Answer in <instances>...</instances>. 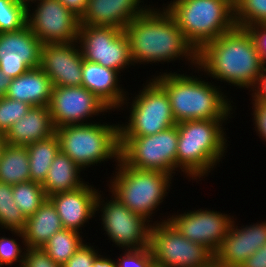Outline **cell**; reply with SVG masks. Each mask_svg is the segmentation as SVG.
<instances>
[{"label": "cell", "mask_w": 266, "mask_h": 267, "mask_svg": "<svg viewBox=\"0 0 266 267\" xmlns=\"http://www.w3.org/2000/svg\"><path fill=\"white\" fill-rule=\"evenodd\" d=\"M197 70L217 81L253 92L264 65L249 29L235 26L198 51Z\"/></svg>", "instance_id": "cell-1"}, {"label": "cell", "mask_w": 266, "mask_h": 267, "mask_svg": "<svg viewBox=\"0 0 266 267\" xmlns=\"http://www.w3.org/2000/svg\"><path fill=\"white\" fill-rule=\"evenodd\" d=\"M162 6V9H158L151 5L124 30L134 67L138 63L164 64L185 59L190 63L191 69L196 70L198 51L186 39L172 15Z\"/></svg>", "instance_id": "cell-2"}, {"label": "cell", "mask_w": 266, "mask_h": 267, "mask_svg": "<svg viewBox=\"0 0 266 267\" xmlns=\"http://www.w3.org/2000/svg\"><path fill=\"white\" fill-rule=\"evenodd\" d=\"M176 72H159L152 77L166 90L176 123L187 120L232 118L234 105L220 86L197 77ZM161 74V75H160ZM223 91V92H222ZM228 97V98H227ZM233 111V112H232ZM232 112V113H231Z\"/></svg>", "instance_id": "cell-3"}, {"label": "cell", "mask_w": 266, "mask_h": 267, "mask_svg": "<svg viewBox=\"0 0 266 267\" xmlns=\"http://www.w3.org/2000/svg\"><path fill=\"white\" fill-rule=\"evenodd\" d=\"M228 119L187 120L177 123L176 171L201 181L219 166L228 151L224 123ZM227 142V143H226ZM225 153V154H224ZM214 168V169H213ZM202 178V179H200Z\"/></svg>", "instance_id": "cell-4"}, {"label": "cell", "mask_w": 266, "mask_h": 267, "mask_svg": "<svg viewBox=\"0 0 266 267\" xmlns=\"http://www.w3.org/2000/svg\"><path fill=\"white\" fill-rule=\"evenodd\" d=\"M167 3L164 7L197 51L236 26L234 0H171Z\"/></svg>", "instance_id": "cell-5"}, {"label": "cell", "mask_w": 266, "mask_h": 267, "mask_svg": "<svg viewBox=\"0 0 266 267\" xmlns=\"http://www.w3.org/2000/svg\"><path fill=\"white\" fill-rule=\"evenodd\" d=\"M115 165V174L109 177L110 184L107 185L111 192L109 195L112 194L129 210L153 224L152 214L165 200L174 177L160 171L130 167L121 159Z\"/></svg>", "instance_id": "cell-6"}, {"label": "cell", "mask_w": 266, "mask_h": 267, "mask_svg": "<svg viewBox=\"0 0 266 267\" xmlns=\"http://www.w3.org/2000/svg\"><path fill=\"white\" fill-rule=\"evenodd\" d=\"M101 123L99 121L56 128L60 151L83 171L109 159H114L112 162L116 163L120 159L119 122Z\"/></svg>", "instance_id": "cell-7"}, {"label": "cell", "mask_w": 266, "mask_h": 267, "mask_svg": "<svg viewBox=\"0 0 266 267\" xmlns=\"http://www.w3.org/2000/svg\"><path fill=\"white\" fill-rule=\"evenodd\" d=\"M142 87L134 97L131 96L133 99L127 97L122 103L121 110L126 105L130 114L128 122L119 124V136H149L177 124L166 90L153 77Z\"/></svg>", "instance_id": "cell-8"}, {"label": "cell", "mask_w": 266, "mask_h": 267, "mask_svg": "<svg viewBox=\"0 0 266 267\" xmlns=\"http://www.w3.org/2000/svg\"><path fill=\"white\" fill-rule=\"evenodd\" d=\"M154 221L149 248L156 267H214L215 255L185 238L169 221Z\"/></svg>", "instance_id": "cell-9"}, {"label": "cell", "mask_w": 266, "mask_h": 267, "mask_svg": "<svg viewBox=\"0 0 266 267\" xmlns=\"http://www.w3.org/2000/svg\"><path fill=\"white\" fill-rule=\"evenodd\" d=\"M178 127L149 136H119L120 159L128 166L175 176Z\"/></svg>", "instance_id": "cell-10"}, {"label": "cell", "mask_w": 266, "mask_h": 267, "mask_svg": "<svg viewBox=\"0 0 266 267\" xmlns=\"http://www.w3.org/2000/svg\"><path fill=\"white\" fill-rule=\"evenodd\" d=\"M99 191L96 200V214L101 212L99 218L102 229L106 231L108 239L120 249H143L149 247L150 229L152 224L145 218L129 210L113 195L110 199L102 198ZM108 199V200H107Z\"/></svg>", "instance_id": "cell-11"}, {"label": "cell", "mask_w": 266, "mask_h": 267, "mask_svg": "<svg viewBox=\"0 0 266 267\" xmlns=\"http://www.w3.org/2000/svg\"><path fill=\"white\" fill-rule=\"evenodd\" d=\"M84 60L114 69L120 74L134 66L128 37L115 27L80 25L77 38Z\"/></svg>", "instance_id": "cell-12"}, {"label": "cell", "mask_w": 266, "mask_h": 267, "mask_svg": "<svg viewBox=\"0 0 266 267\" xmlns=\"http://www.w3.org/2000/svg\"><path fill=\"white\" fill-rule=\"evenodd\" d=\"M36 4L33 11L27 10V25L43 44L77 41L80 26L77 15L59 0H40Z\"/></svg>", "instance_id": "cell-13"}, {"label": "cell", "mask_w": 266, "mask_h": 267, "mask_svg": "<svg viewBox=\"0 0 266 267\" xmlns=\"http://www.w3.org/2000/svg\"><path fill=\"white\" fill-rule=\"evenodd\" d=\"M48 108L55 128L92 123L94 120L89 118L95 119L99 114L110 112L101 100L82 85L53 87Z\"/></svg>", "instance_id": "cell-14"}, {"label": "cell", "mask_w": 266, "mask_h": 267, "mask_svg": "<svg viewBox=\"0 0 266 267\" xmlns=\"http://www.w3.org/2000/svg\"><path fill=\"white\" fill-rule=\"evenodd\" d=\"M167 218L185 238L203 245L215 255L228 233L234 216L200 208L181 214L177 211V214H169Z\"/></svg>", "instance_id": "cell-15"}, {"label": "cell", "mask_w": 266, "mask_h": 267, "mask_svg": "<svg viewBox=\"0 0 266 267\" xmlns=\"http://www.w3.org/2000/svg\"><path fill=\"white\" fill-rule=\"evenodd\" d=\"M43 43L28 25L0 33V70L11 79L40 67Z\"/></svg>", "instance_id": "cell-16"}, {"label": "cell", "mask_w": 266, "mask_h": 267, "mask_svg": "<svg viewBox=\"0 0 266 267\" xmlns=\"http://www.w3.org/2000/svg\"><path fill=\"white\" fill-rule=\"evenodd\" d=\"M83 57L78 42L43 44L40 68L54 87L81 86Z\"/></svg>", "instance_id": "cell-17"}, {"label": "cell", "mask_w": 266, "mask_h": 267, "mask_svg": "<svg viewBox=\"0 0 266 267\" xmlns=\"http://www.w3.org/2000/svg\"><path fill=\"white\" fill-rule=\"evenodd\" d=\"M233 219L227 235L215 254V267H240L266 244V221L236 225Z\"/></svg>", "instance_id": "cell-18"}, {"label": "cell", "mask_w": 266, "mask_h": 267, "mask_svg": "<svg viewBox=\"0 0 266 267\" xmlns=\"http://www.w3.org/2000/svg\"><path fill=\"white\" fill-rule=\"evenodd\" d=\"M99 190L86 182L83 186L48 196L55 206L63 228L82 232V227L96 216V200Z\"/></svg>", "instance_id": "cell-19"}, {"label": "cell", "mask_w": 266, "mask_h": 267, "mask_svg": "<svg viewBox=\"0 0 266 267\" xmlns=\"http://www.w3.org/2000/svg\"><path fill=\"white\" fill-rule=\"evenodd\" d=\"M150 6L151 4H144V0H88L79 23L80 25L115 27L125 30L134 18Z\"/></svg>", "instance_id": "cell-20"}, {"label": "cell", "mask_w": 266, "mask_h": 267, "mask_svg": "<svg viewBox=\"0 0 266 267\" xmlns=\"http://www.w3.org/2000/svg\"><path fill=\"white\" fill-rule=\"evenodd\" d=\"M114 69L83 59L81 85L101 100L110 111L120 110L122 103L129 97L120 85L122 75Z\"/></svg>", "instance_id": "cell-21"}, {"label": "cell", "mask_w": 266, "mask_h": 267, "mask_svg": "<svg viewBox=\"0 0 266 267\" xmlns=\"http://www.w3.org/2000/svg\"><path fill=\"white\" fill-rule=\"evenodd\" d=\"M48 106H33L5 134L7 144L27 146L55 134Z\"/></svg>", "instance_id": "cell-22"}, {"label": "cell", "mask_w": 266, "mask_h": 267, "mask_svg": "<svg viewBox=\"0 0 266 267\" xmlns=\"http://www.w3.org/2000/svg\"><path fill=\"white\" fill-rule=\"evenodd\" d=\"M63 226L55 206L47 198L40 208L26 219L25 227L21 230H9L22 240V246L42 248L44 244Z\"/></svg>", "instance_id": "cell-23"}, {"label": "cell", "mask_w": 266, "mask_h": 267, "mask_svg": "<svg viewBox=\"0 0 266 267\" xmlns=\"http://www.w3.org/2000/svg\"><path fill=\"white\" fill-rule=\"evenodd\" d=\"M53 87L51 79L38 67L13 78L5 96L30 104L32 107L48 106Z\"/></svg>", "instance_id": "cell-24"}, {"label": "cell", "mask_w": 266, "mask_h": 267, "mask_svg": "<svg viewBox=\"0 0 266 267\" xmlns=\"http://www.w3.org/2000/svg\"><path fill=\"white\" fill-rule=\"evenodd\" d=\"M83 170L66 154L59 151L51 163L42 187L46 196L75 190L86 182L81 177Z\"/></svg>", "instance_id": "cell-25"}, {"label": "cell", "mask_w": 266, "mask_h": 267, "mask_svg": "<svg viewBox=\"0 0 266 267\" xmlns=\"http://www.w3.org/2000/svg\"><path fill=\"white\" fill-rule=\"evenodd\" d=\"M30 180L27 147L7 144L0 157V182L14 185Z\"/></svg>", "instance_id": "cell-26"}, {"label": "cell", "mask_w": 266, "mask_h": 267, "mask_svg": "<svg viewBox=\"0 0 266 267\" xmlns=\"http://www.w3.org/2000/svg\"><path fill=\"white\" fill-rule=\"evenodd\" d=\"M26 147L29 153L31 181L43 184L52 161L60 151L58 137L55 133Z\"/></svg>", "instance_id": "cell-27"}, {"label": "cell", "mask_w": 266, "mask_h": 267, "mask_svg": "<svg viewBox=\"0 0 266 267\" xmlns=\"http://www.w3.org/2000/svg\"><path fill=\"white\" fill-rule=\"evenodd\" d=\"M80 233L73 229L63 228L56 232L42 249L55 263L63 266L86 241Z\"/></svg>", "instance_id": "cell-28"}, {"label": "cell", "mask_w": 266, "mask_h": 267, "mask_svg": "<svg viewBox=\"0 0 266 267\" xmlns=\"http://www.w3.org/2000/svg\"><path fill=\"white\" fill-rule=\"evenodd\" d=\"M15 204L27 219L32 216L48 198L42 184L26 181L12 185Z\"/></svg>", "instance_id": "cell-29"}, {"label": "cell", "mask_w": 266, "mask_h": 267, "mask_svg": "<svg viewBox=\"0 0 266 267\" xmlns=\"http://www.w3.org/2000/svg\"><path fill=\"white\" fill-rule=\"evenodd\" d=\"M26 218L15 204L12 185L0 182V231L23 230Z\"/></svg>", "instance_id": "cell-30"}, {"label": "cell", "mask_w": 266, "mask_h": 267, "mask_svg": "<svg viewBox=\"0 0 266 267\" xmlns=\"http://www.w3.org/2000/svg\"><path fill=\"white\" fill-rule=\"evenodd\" d=\"M234 20L243 28L266 24V0H234Z\"/></svg>", "instance_id": "cell-31"}, {"label": "cell", "mask_w": 266, "mask_h": 267, "mask_svg": "<svg viewBox=\"0 0 266 267\" xmlns=\"http://www.w3.org/2000/svg\"><path fill=\"white\" fill-rule=\"evenodd\" d=\"M27 25V10L17 0H0V33L18 31Z\"/></svg>", "instance_id": "cell-32"}, {"label": "cell", "mask_w": 266, "mask_h": 267, "mask_svg": "<svg viewBox=\"0 0 266 267\" xmlns=\"http://www.w3.org/2000/svg\"><path fill=\"white\" fill-rule=\"evenodd\" d=\"M32 106L8 97L0 98V133L6 134L11 126L19 121Z\"/></svg>", "instance_id": "cell-33"}, {"label": "cell", "mask_w": 266, "mask_h": 267, "mask_svg": "<svg viewBox=\"0 0 266 267\" xmlns=\"http://www.w3.org/2000/svg\"><path fill=\"white\" fill-rule=\"evenodd\" d=\"M19 238L6 237L5 234L0 236V267L15 266L19 263L18 267H22L24 263L26 246L18 243ZM24 250V251H23Z\"/></svg>", "instance_id": "cell-34"}, {"label": "cell", "mask_w": 266, "mask_h": 267, "mask_svg": "<svg viewBox=\"0 0 266 267\" xmlns=\"http://www.w3.org/2000/svg\"><path fill=\"white\" fill-rule=\"evenodd\" d=\"M116 261L117 267H153L154 260L149 247L143 249H125L119 254Z\"/></svg>", "instance_id": "cell-35"}, {"label": "cell", "mask_w": 266, "mask_h": 267, "mask_svg": "<svg viewBox=\"0 0 266 267\" xmlns=\"http://www.w3.org/2000/svg\"><path fill=\"white\" fill-rule=\"evenodd\" d=\"M84 242L62 267H92L95 257L101 252Z\"/></svg>", "instance_id": "cell-36"}, {"label": "cell", "mask_w": 266, "mask_h": 267, "mask_svg": "<svg viewBox=\"0 0 266 267\" xmlns=\"http://www.w3.org/2000/svg\"><path fill=\"white\" fill-rule=\"evenodd\" d=\"M22 267H62L55 263L42 248H29L25 250Z\"/></svg>", "instance_id": "cell-37"}, {"label": "cell", "mask_w": 266, "mask_h": 267, "mask_svg": "<svg viewBox=\"0 0 266 267\" xmlns=\"http://www.w3.org/2000/svg\"><path fill=\"white\" fill-rule=\"evenodd\" d=\"M252 120L255 131L260 139L266 142V102L252 101Z\"/></svg>", "instance_id": "cell-38"}, {"label": "cell", "mask_w": 266, "mask_h": 267, "mask_svg": "<svg viewBox=\"0 0 266 267\" xmlns=\"http://www.w3.org/2000/svg\"><path fill=\"white\" fill-rule=\"evenodd\" d=\"M254 37L257 50L260 53L262 63L266 67V24H256L248 27Z\"/></svg>", "instance_id": "cell-39"}, {"label": "cell", "mask_w": 266, "mask_h": 267, "mask_svg": "<svg viewBox=\"0 0 266 267\" xmlns=\"http://www.w3.org/2000/svg\"><path fill=\"white\" fill-rule=\"evenodd\" d=\"M240 267H266V244L259 248Z\"/></svg>", "instance_id": "cell-40"}, {"label": "cell", "mask_w": 266, "mask_h": 267, "mask_svg": "<svg viewBox=\"0 0 266 267\" xmlns=\"http://www.w3.org/2000/svg\"><path fill=\"white\" fill-rule=\"evenodd\" d=\"M67 9L71 10L79 18L85 12L88 0H59Z\"/></svg>", "instance_id": "cell-41"}, {"label": "cell", "mask_w": 266, "mask_h": 267, "mask_svg": "<svg viewBox=\"0 0 266 267\" xmlns=\"http://www.w3.org/2000/svg\"><path fill=\"white\" fill-rule=\"evenodd\" d=\"M252 101L266 102V67H264L263 74L261 75L260 82L257 88L250 94Z\"/></svg>", "instance_id": "cell-42"}, {"label": "cell", "mask_w": 266, "mask_h": 267, "mask_svg": "<svg viewBox=\"0 0 266 267\" xmlns=\"http://www.w3.org/2000/svg\"><path fill=\"white\" fill-rule=\"evenodd\" d=\"M92 267H117V266H116V261L111 259L110 256L107 257V255L104 256V254L101 255L100 253L95 257Z\"/></svg>", "instance_id": "cell-43"}, {"label": "cell", "mask_w": 266, "mask_h": 267, "mask_svg": "<svg viewBox=\"0 0 266 267\" xmlns=\"http://www.w3.org/2000/svg\"><path fill=\"white\" fill-rule=\"evenodd\" d=\"M11 78L6 76L1 70H0V98L5 97L6 92L8 90V87L11 83Z\"/></svg>", "instance_id": "cell-44"}, {"label": "cell", "mask_w": 266, "mask_h": 267, "mask_svg": "<svg viewBox=\"0 0 266 267\" xmlns=\"http://www.w3.org/2000/svg\"><path fill=\"white\" fill-rule=\"evenodd\" d=\"M26 10L30 9L31 6L38 3L40 0H17ZM32 2V3H31ZM30 4V5H29ZM32 4V5H31ZM29 7V8H28Z\"/></svg>", "instance_id": "cell-45"}, {"label": "cell", "mask_w": 266, "mask_h": 267, "mask_svg": "<svg viewBox=\"0 0 266 267\" xmlns=\"http://www.w3.org/2000/svg\"><path fill=\"white\" fill-rule=\"evenodd\" d=\"M6 145H7V142L5 139V134L0 133V157Z\"/></svg>", "instance_id": "cell-46"}]
</instances>
